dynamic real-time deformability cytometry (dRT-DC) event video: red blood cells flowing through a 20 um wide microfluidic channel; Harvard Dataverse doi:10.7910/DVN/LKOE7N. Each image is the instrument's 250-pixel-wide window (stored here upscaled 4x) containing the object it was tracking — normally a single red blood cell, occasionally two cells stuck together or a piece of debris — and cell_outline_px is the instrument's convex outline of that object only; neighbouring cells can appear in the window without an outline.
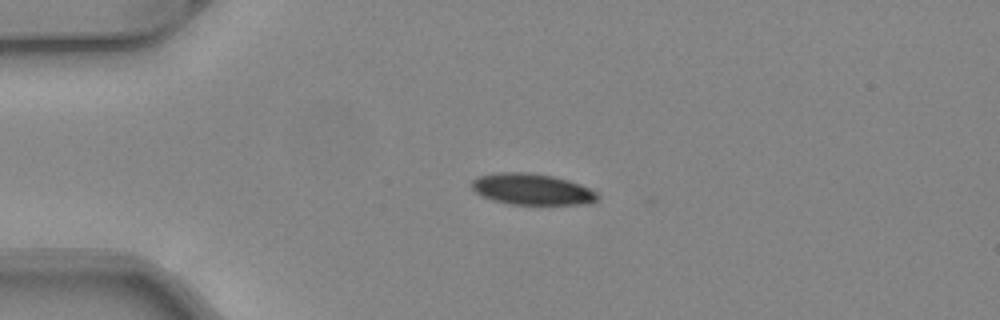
{"species": "common noctule bat (a hibernating species)", "species_latin": "Nyctalus noctula", "temperature_condition": "warm", "stored_images_in_passage": 39, "camera_frame_rate_fps": 3000, "um_per_image_px": 0.085, "animal": {"sex": "female", "body_mass_g": 24.6, "forearm_length_mm": 56.2}, "frame": {"image": 1, "passage_image": 1, "time_ms": 0.0, "image_size_px": [1000, 320], "cell_outline_px": [[600, 200], [592, 204], [512, 204], [492, 200], [480, 196], [472, 188], [472, 180], [480, 176], [500, 172], [532, 172], [552, 176], [568, 180], [580, 184], [596, 192], [600, 196]], "centroid_in_image_um": [45.25, 16.09], "position_along_channel_um": 39.7, "area_um2": 23.0}}
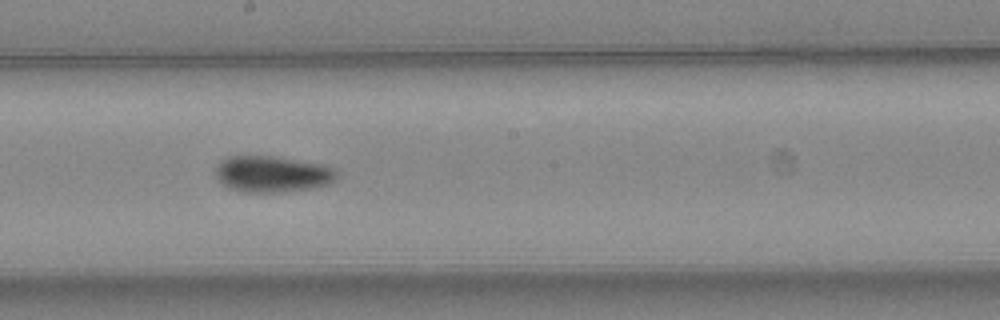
{"frame": {"image": 2, "passage_image": 17, "time_ms": 5.333, "image_size_px": [1000, 320], "cell_outline_px": [[340, 176], [332, 184], [312, 188], [280, 192], [244, 192], [228, 188], [220, 184], [216, 176], [216, 164], [220, 160], [228, 156], [276, 156], [324, 164], [336, 168], [340, 172]], "centroid_in_image_um": [23.2, 14.79], "position_along_channel_um": 225.0, "area_um2": 26.36}}
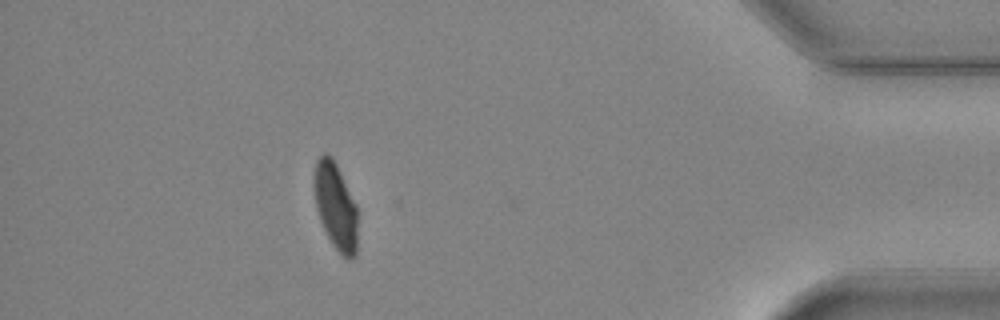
{"frame": {"image": 3, "passage_image": 34, "time_ms": 11.0, "image_size_px": [1000, 320], "cell_outline_px": [[356, 256], [352, 260], [348, 260], [332, 244], [320, 220], [316, 208], [312, 184], [312, 176], [316, 160], [324, 152], [332, 156], [356, 204]], "centroid_in_image_um": [28.48, 17.48], "position_along_channel_um": 406.7, "area_um2": 22.08}, "authors_computed_cell_mechanics": {"area_um2": 24.565, "velocity_mm_per_s": 4.0973, "shape_relaxation_time_tau1_ms": 7.7632, "shape_relaxation_time_tau2_ms": 3.5745, "deformation_change_tau1": 0.1882, "deformation_change_tau2": 0.0678}}